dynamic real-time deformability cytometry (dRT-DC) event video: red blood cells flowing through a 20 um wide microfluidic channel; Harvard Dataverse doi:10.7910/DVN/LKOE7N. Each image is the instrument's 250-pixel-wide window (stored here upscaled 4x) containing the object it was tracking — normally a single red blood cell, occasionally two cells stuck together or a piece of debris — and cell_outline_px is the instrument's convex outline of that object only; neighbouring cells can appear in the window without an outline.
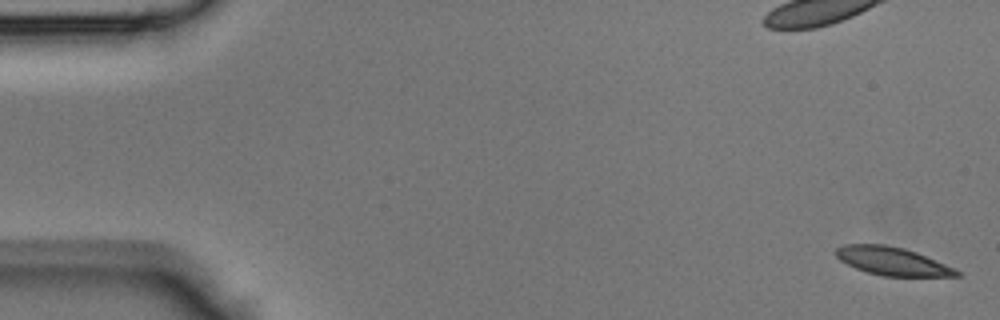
{"species": "Egyptian fruit bat (a non-hibernating species)", "species_latin": "Rousettus aegyptiacus", "temperature_condition": "room temperature", "stored_images_in_passage": 43, "camera_frame_rate_fps": 3000, "um_per_image_px": 0.085, "animal": {"sex": "male"}, "frame": {"image": 1, "passage_image": 1, "time_ms": 0.0, "image_size_px": [1000, 320], "cell_outline_px": [[960, 276], [880, 276], [856, 268], [840, 260], [836, 256], [836, 248], [844, 244], [884, 244], [904, 248], [916, 252], [956, 268], [960, 272]], "centroid_in_image_um": [75.86, 22.2], "position_along_channel_um": 9.1, "area_um2": 19.77}}
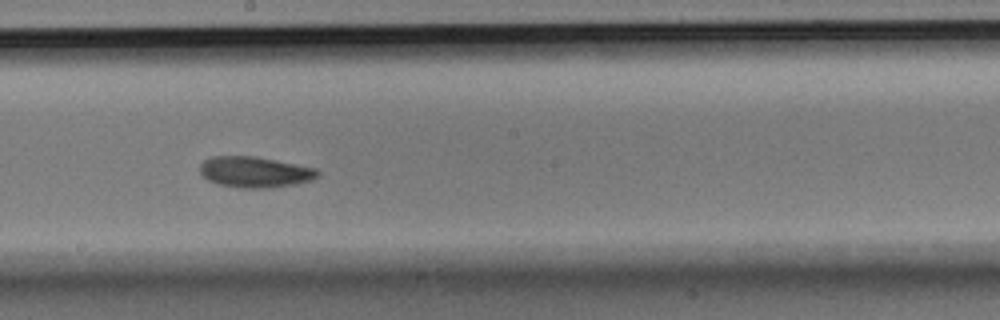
{"frame": {"image": 2, "passage_image": 24, "time_ms": 7.667, "image_size_px": [1000, 320], "cell_outline_px": [[320, 176], [312, 180], [296, 184], [272, 188], [236, 188], [220, 184], [208, 180], [200, 172], [200, 164], [204, 160], [212, 156], [256, 156], [316, 168], [320, 172]], "centroid_in_image_um": [21.69, 14.63], "position_along_channel_um": 226.5, "area_um2": 21.39}}
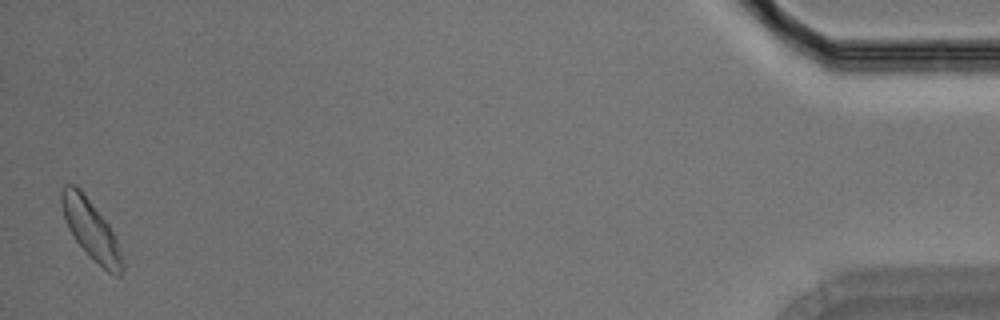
{"frame": {"image": 3, "passage_image": 43, "time_ms": 14.0, "image_size_px": [1000, 320], "cell_outline_px": [[124, 268], [120, 276], [116, 276], [108, 272], [76, 240], [68, 228], [64, 216], [60, 200], [60, 192], [64, 184], [76, 184], [80, 188], [108, 224], [116, 236], [124, 264]], "centroid_in_image_um": [7.74, 19.47], "position_along_channel_um": 427.5, "area_um2": 20.63}}